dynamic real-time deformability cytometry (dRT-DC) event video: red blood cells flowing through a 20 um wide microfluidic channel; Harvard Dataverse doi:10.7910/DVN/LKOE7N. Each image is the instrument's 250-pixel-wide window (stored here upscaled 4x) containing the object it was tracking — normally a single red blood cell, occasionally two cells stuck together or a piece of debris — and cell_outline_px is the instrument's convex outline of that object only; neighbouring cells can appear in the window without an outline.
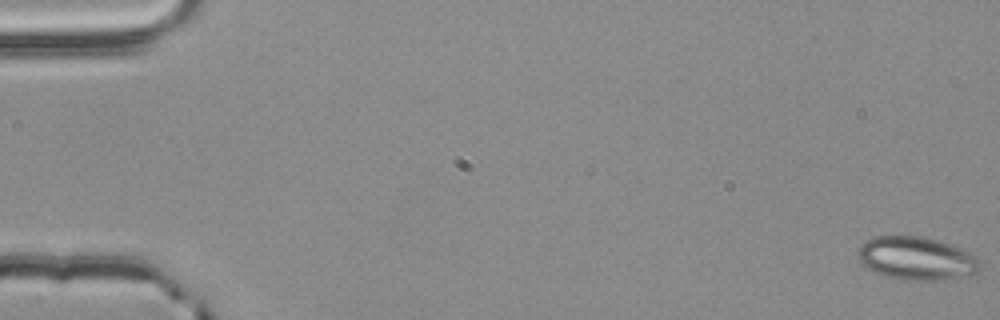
{"species": "common noctule bat (a hibernating species)", "species_latin": "Nyctalus noctula", "temperature_condition": "room temperature", "stored_images_in_passage": 57, "camera_frame_rate_fps": 3000, "um_per_image_px": 0.085, "animal": {"sex": "male", "body_mass_g": 20.4}, "frame": {"image": 1, "passage_image": 1, "time_ms": 0.0, "image_size_px": [1000, 320], "cell_outline_px": [[980, 268], [976, 272], [940, 280], [900, 280], [884, 276], [868, 268], [856, 256], [856, 252], [860, 244], [872, 236], [920, 236], [936, 240], [960, 248], [976, 256], [980, 260]], "centroid_in_image_um": [77.84, 21.95], "position_along_channel_um": 7.2, "area_um2": 30.58}}
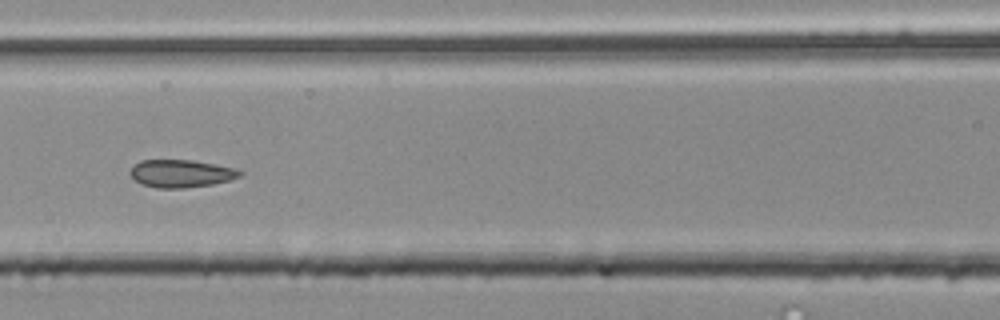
{"frame": {"image": 2, "passage_image": 26, "time_ms": 8.333, "image_size_px": [1000, 320], "cell_outline_px": [[244, 172], [240, 176], [228, 180], [212, 184], [184, 188], [156, 188], [144, 184], [136, 180], [128, 172], [140, 160], [192, 160], [216, 164], [236, 168]], "centroid_in_image_um": [15.41, 14.74], "position_along_channel_um": 151.2, "area_um2": 17.57}}
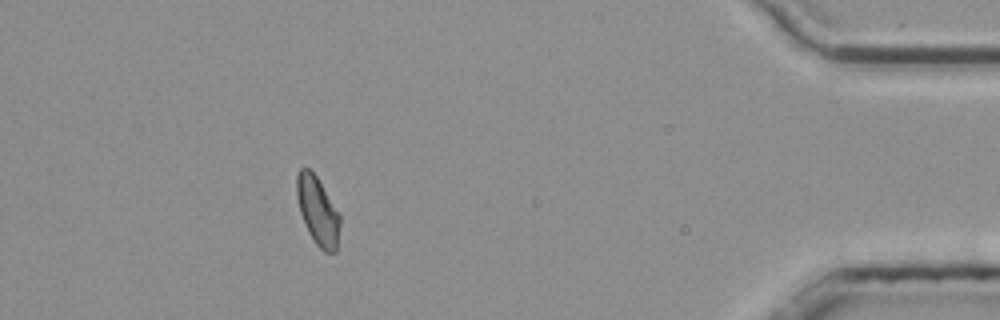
{"frame": {"image": 3, "passage_image": 51, "time_ms": 16.667, "image_size_px": [1000, 320], "cell_outline_px": [[340, 224], [336, 252], [324, 252], [316, 244], [308, 232], [300, 212], [296, 196], [296, 176], [300, 168], [308, 168], [316, 176], [340, 216]], "centroid_in_image_um": [26.98, 17.94], "position_along_channel_um": 408.2, "area_um2": 16.94}, "authors_computed_cell_mechanics": {"area_um2": 17.7446, "velocity_mm_per_s": 3.758, "shape_relaxation_time_tau1_ms": 6.1326, "shape_relaxation_time_tau2_ms": 1.0265, "deformation_change_tau1": 0.08, "deformation_change_tau2": 0.0792}}